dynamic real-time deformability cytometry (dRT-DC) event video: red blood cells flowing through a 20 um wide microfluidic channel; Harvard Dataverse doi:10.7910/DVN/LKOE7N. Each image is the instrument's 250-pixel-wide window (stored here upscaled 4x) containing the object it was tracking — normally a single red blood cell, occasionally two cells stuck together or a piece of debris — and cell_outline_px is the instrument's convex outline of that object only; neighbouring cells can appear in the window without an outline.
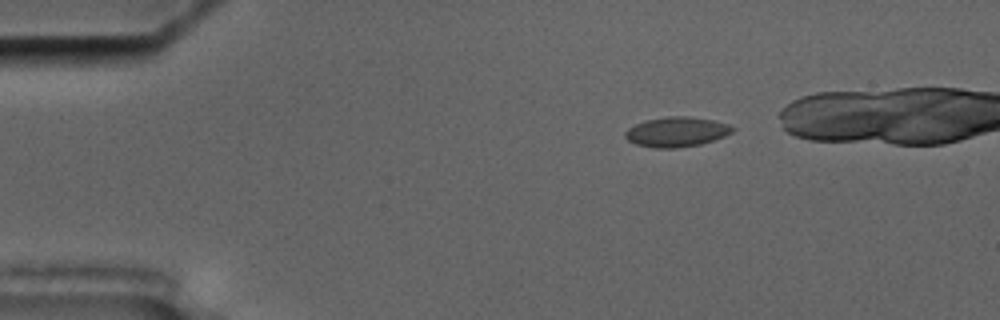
{"species": "common noctule bat (a hibernating species)", "species_latin": "Nyctalus noctula", "temperature_condition": "cold", "stored_images_in_passage": 4, "camera_frame_rate_fps": 3000, "um_per_image_px": 0.085, "animal": {"sex": "male", "body_mass_g": 17.5, "forearm_length_mm": 52.3}, "frame": {"image": 1, "passage_image": 1, "time_ms": 0.0, "image_size_px": [1000, 320], "cell_outline_px": [[736, 128], [732, 132], [724, 136], [700, 144], [676, 148], [656, 148], [636, 144], [628, 140], [624, 136], [624, 132], [628, 128], [636, 124], [648, 120], [668, 116], [688, 116], [712, 120], [728, 124]], "centroid_in_image_um": [57.5, 11.21], "position_along_channel_um": 27.5, "area_um2": 18.5}}